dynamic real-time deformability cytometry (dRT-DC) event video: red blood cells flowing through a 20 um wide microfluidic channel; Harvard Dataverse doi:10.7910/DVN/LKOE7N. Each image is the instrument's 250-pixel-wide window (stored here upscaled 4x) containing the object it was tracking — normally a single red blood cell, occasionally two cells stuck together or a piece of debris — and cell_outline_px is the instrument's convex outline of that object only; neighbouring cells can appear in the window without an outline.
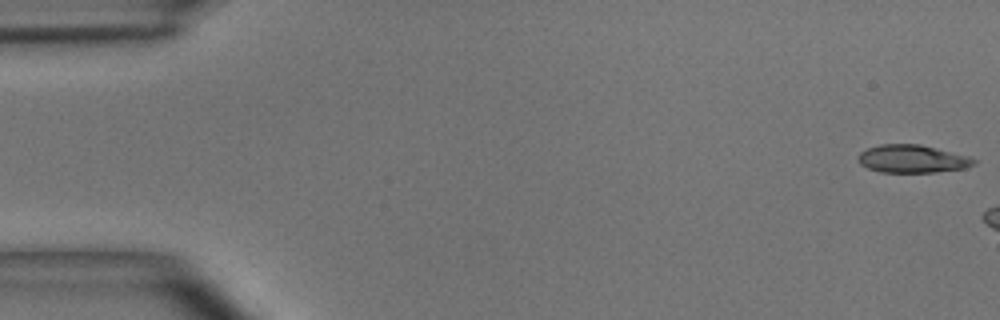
{"species": "common noctule bat (a hibernating species)", "species_latin": "Nyctalus noctula", "temperature_condition": "room temperature", "stored_images_in_passage": 4, "camera_frame_rate_fps": 3000, "um_per_image_px": 0.085, "animal": {"sex": "male", "body_mass_g": 15.6}, "frame": {"image": 1, "passage_image": 1, "time_ms": 0.0, "image_size_px": [1000, 320], "cell_outline_px": [[976, 164], [964, 168], [936, 172], [880, 172], [868, 168], [860, 164], [860, 152], [868, 148], [880, 144], [920, 144], [968, 156], [976, 160]], "centroid_in_image_um": [77.56, 13.5], "position_along_channel_um": 7.4, "area_um2": 18.61}}